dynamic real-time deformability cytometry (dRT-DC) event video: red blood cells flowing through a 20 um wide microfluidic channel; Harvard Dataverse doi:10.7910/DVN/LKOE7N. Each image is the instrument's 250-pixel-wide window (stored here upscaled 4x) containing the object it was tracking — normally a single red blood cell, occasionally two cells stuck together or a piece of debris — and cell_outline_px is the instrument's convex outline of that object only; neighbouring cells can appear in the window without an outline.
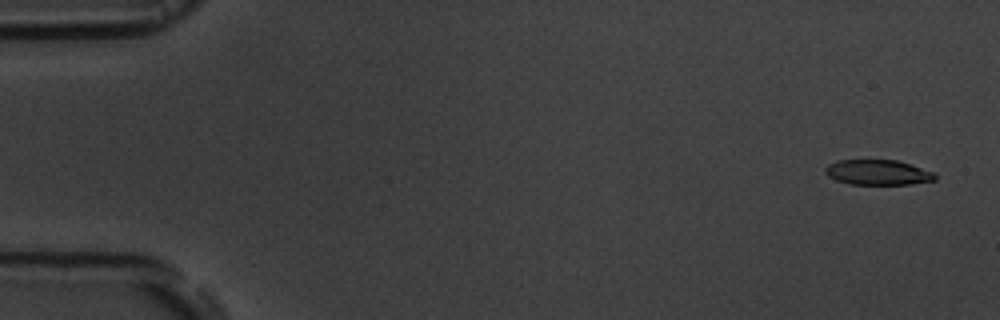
{"species": "common noctule bat (a hibernating species)", "species_latin": "Nyctalus noctula", "temperature_condition": "room temperature", "stored_images_in_passage": 5, "camera_frame_rate_fps": 3000, "um_per_image_px": 0.085, "animal": {"sex": "male", "body_mass_g": 19.5, "forearm_length_mm": 54.6}, "frame": {"image": 1, "passage_image": 1, "time_ms": 0.0, "image_size_px": [1000, 320], "cell_outline_px": [[936, 180], [908, 184], [848, 184], [836, 180], [828, 176], [824, 172], [824, 168], [828, 164], [836, 160], [896, 160], [936, 172]], "centroid_in_image_um": [74.6, 14.65], "position_along_channel_um": 10.4, "area_um2": 16.18}}
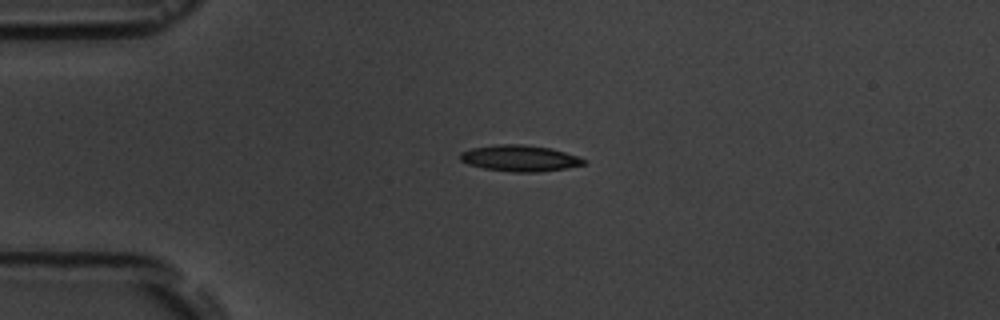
{"frame": {"image": 2, "passage_image": 4, "time_ms": 3.667, "image_size_px": [1000, 320], "cell_outline_px": [[588, 160], [584, 164], [564, 168], [540, 172], [516, 172], [484, 168], [468, 164], [460, 160], [460, 152], [472, 148], [500, 144], [520, 144], [552, 148]], "centroid_in_image_um": [44.17, 13.45], "position_along_channel_um": 40.8, "area_um2": 18.67}}